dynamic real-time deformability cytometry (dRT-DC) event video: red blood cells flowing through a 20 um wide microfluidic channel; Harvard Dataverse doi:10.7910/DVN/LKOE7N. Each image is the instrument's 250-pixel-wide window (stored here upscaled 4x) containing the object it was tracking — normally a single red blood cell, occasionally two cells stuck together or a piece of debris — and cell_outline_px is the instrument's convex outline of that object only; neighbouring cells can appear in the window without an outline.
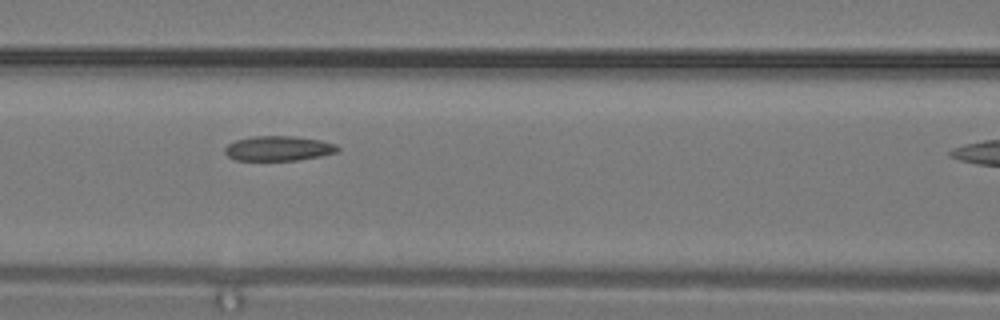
{"species": "common noctule bat (a hibernating species)", "species_latin": "Nyctalus noctula", "temperature_condition": "warm", "stored_images_in_passage": 8, "camera_frame_rate_fps": 3000, "um_per_image_px": 0.085, "animal": {"sex": "male", "body_mass_g": 19.2, "forearm_length_mm": 51.8}, "frame": {"image": 1, "passage_image": 6, "time_ms": 1.667, "image_size_px": [1000, 320], "cell_outline_px": [[340, 152], [320, 156], [296, 160], [236, 160], [228, 156], [224, 152], [224, 148], [228, 144], [236, 140], [252, 136], [292, 136], [320, 140], [336, 144], [340, 148]], "centroid_in_image_um": [23.69, 12.61], "position_along_channel_um": 142.9, "area_um2": 16.36}}